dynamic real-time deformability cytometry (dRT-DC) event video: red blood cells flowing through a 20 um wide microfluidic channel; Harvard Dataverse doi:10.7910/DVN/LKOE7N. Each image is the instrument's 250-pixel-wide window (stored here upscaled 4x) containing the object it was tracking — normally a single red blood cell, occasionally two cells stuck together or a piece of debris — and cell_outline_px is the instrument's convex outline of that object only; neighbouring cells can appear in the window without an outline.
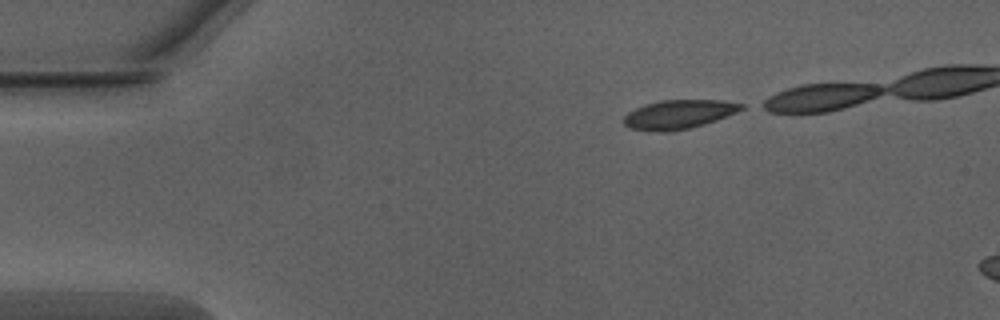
{"species": "Egyptian fruit bat (a non-hibernating species)", "species_latin": "Rousettus aegyptiacus", "temperature_condition": "warm", "stored_images_in_passage": 6, "camera_frame_rate_fps": 3000, "um_per_image_px": 0.085, "animal": {"sex": "male"}, "frame": {"image": 1, "passage_image": 1, "time_ms": 0.0, "image_size_px": [1000, 320], "cell_outline_px": [[744, 108], [736, 112], [716, 120], [692, 128], [672, 132], [664, 132], [628, 128], [624, 124], [624, 116], [628, 112], [644, 104], [660, 100], [720, 100], [744, 104]], "centroid_in_image_um": [57.67, 9.72], "position_along_channel_um": 27.3, "area_um2": 19.88}}